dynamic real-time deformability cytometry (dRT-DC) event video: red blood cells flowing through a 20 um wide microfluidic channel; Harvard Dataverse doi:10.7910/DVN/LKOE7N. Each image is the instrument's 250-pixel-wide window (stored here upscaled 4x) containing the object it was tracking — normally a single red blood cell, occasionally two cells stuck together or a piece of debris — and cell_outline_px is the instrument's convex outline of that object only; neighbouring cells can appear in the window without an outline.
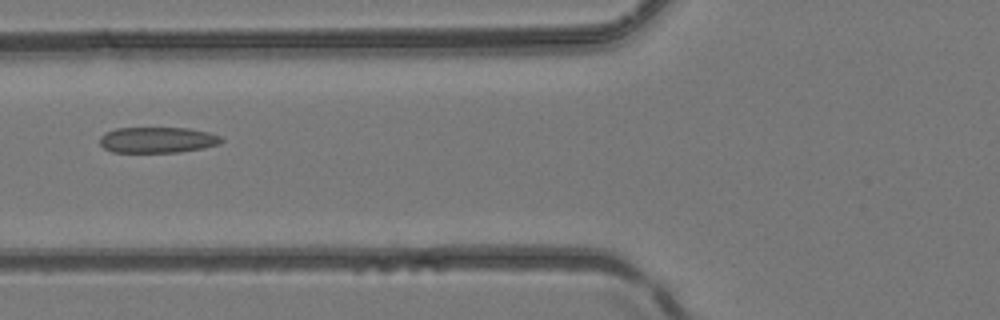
{"species": "common noctule bat (a hibernating species)", "species_latin": "Nyctalus noctula", "temperature_condition": "room temperature", "stored_images_in_passage": 4, "camera_frame_rate_fps": 3000, "um_per_image_px": 0.085, "animal": {"sex": "female", "body_mass_g": 24.6, "forearm_length_mm": 56.2}, "frame": {"image": 1, "passage_image": 3, "time_ms": 0.667, "image_size_px": [1000, 320], "cell_outline_px": [[224, 140], [220, 144], [204, 148], [180, 152], [112, 152], [104, 148], [100, 144], [100, 136], [104, 132], [116, 128], [188, 128], [208, 132], [220, 136]], "centroid_in_image_um": [13.38, 11.89], "position_along_channel_um": 112.4, "area_um2": 18.44}}
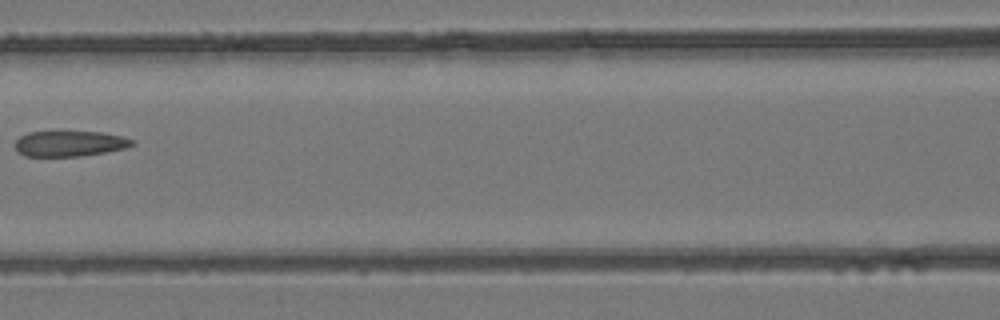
{"frame": {"image": 2, "passage_image": 4, "time_ms": 1.0, "image_size_px": [1000, 320], "cell_outline_px": [[136, 144], [124, 148], [104, 152], [80, 156], [24, 156], [16, 152], [16, 140], [20, 136], [28, 132], [100, 132], [124, 136], [132, 140]], "centroid_in_image_um": [5.9, 12.21], "position_along_channel_um": 160.7, "area_um2": 17.34}}